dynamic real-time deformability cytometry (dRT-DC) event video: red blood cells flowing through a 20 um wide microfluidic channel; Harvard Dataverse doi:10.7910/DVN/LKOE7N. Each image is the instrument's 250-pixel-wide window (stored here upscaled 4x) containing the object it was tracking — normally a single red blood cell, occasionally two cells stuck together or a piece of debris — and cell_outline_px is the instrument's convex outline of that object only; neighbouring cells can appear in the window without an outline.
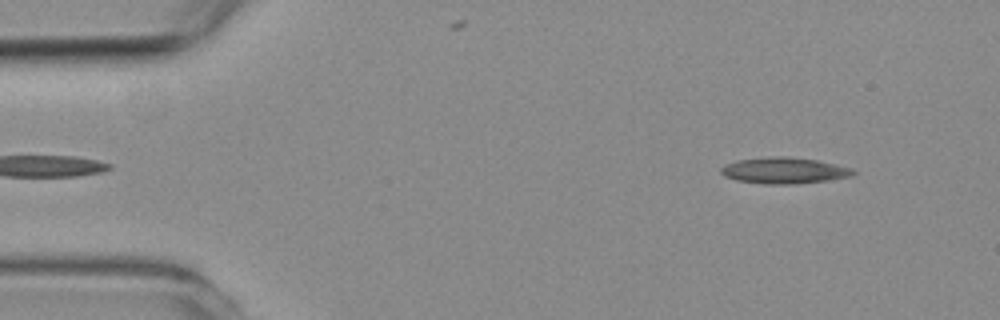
{"species": "common noctule bat (a hibernating species)", "species_latin": "Nyctalus noctula", "temperature_condition": "room temperature", "stored_images_in_passage": 52, "camera_frame_rate_fps": 3000, "um_per_image_px": 0.085, "animal": {"sex": "female", "body_mass_g": 19.3, "forearm_length_mm": 54.1}, "frame": {"image": 1, "passage_image": 4, "time_ms": 1.0, "image_size_px": [1000, 320], "cell_outline_px": [[856, 172], [852, 176], [828, 180], [792, 184], [764, 184], [736, 180], [724, 176], [720, 172], [720, 168], [724, 164], [736, 160], [772, 156], [784, 156], [816, 160], [852, 168]], "centroid_in_image_um": [66.61, 14.49], "position_along_channel_um": 18.4, "area_um2": 20.17}}
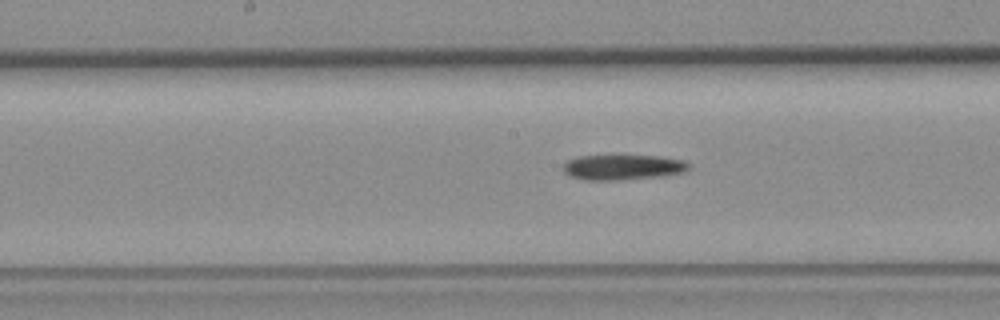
{"frame": {"image": 2, "passage_image": 25, "time_ms": 8.0, "image_size_px": [1000, 320], "cell_outline_px": [[692, 168], [684, 172], [664, 176], [620, 180], [584, 180], [568, 176], [564, 172], [564, 164], [568, 160], [576, 156], [660, 156], [684, 160], [692, 164]], "centroid_in_image_um": [52.99, 14.22], "position_along_channel_um": 195.2, "area_um2": 18.73}}
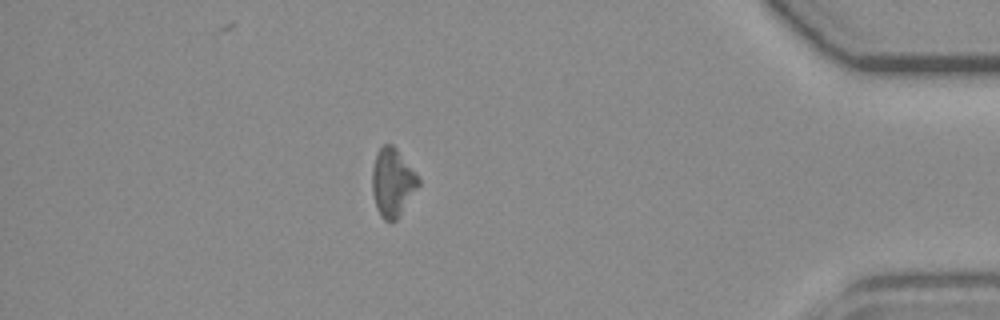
{"frame": {"image": 3, "passage_image": 45, "time_ms": 14.667, "image_size_px": [1000, 320], "cell_outline_px": [[420, 184], [396, 220], [384, 220], [380, 216], [376, 208], [372, 192], [372, 168], [376, 152], [384, 144], [392, 144], [396, 148], [420, 180]], "centroid_in_image_um": [33.33, 15.5], "position_along_channel_um": 401.9, "area_um2": 18.15}}